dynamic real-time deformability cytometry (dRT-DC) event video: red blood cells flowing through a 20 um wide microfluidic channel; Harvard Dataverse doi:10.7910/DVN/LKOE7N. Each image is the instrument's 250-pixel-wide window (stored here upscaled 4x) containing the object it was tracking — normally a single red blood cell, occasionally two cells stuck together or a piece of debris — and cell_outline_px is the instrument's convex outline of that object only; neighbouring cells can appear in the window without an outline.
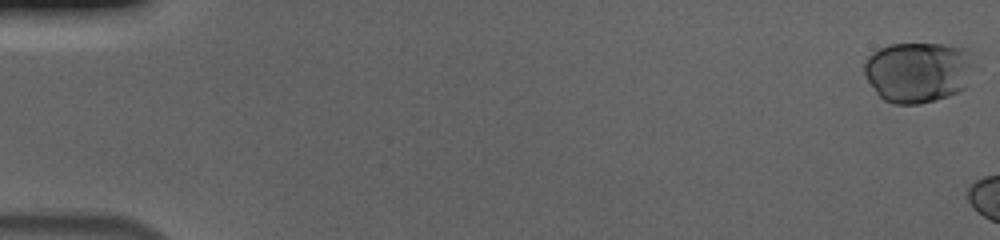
{"species": "human", "species_latin": "Homo sapiens", "temperature_condition": "cold", "stored_images_in_passage": 11, "camera_frame_rate_fps": 3000, "um_per_image_px": 0.085, "donor": {"sex": "male"}, "frame": {"image": 1, "passage_image": 1, "time_ms": 0.0, "image_size_px": [1000, 240], "cell_outline_px": [[968, 64], [964, 88], [948, 96], [920, 104], [896, 104], [884, 100], [876, 92], [868, 80], [864, 72], [864, 64], [868, 56], [872, 52], [888, 44], [944, 44], [964, 48], [968, 52]], "centroid_in_image_um": [77.92, 6.12], "position_along_channel_um": 7.1, "area_um2": 37.92}}